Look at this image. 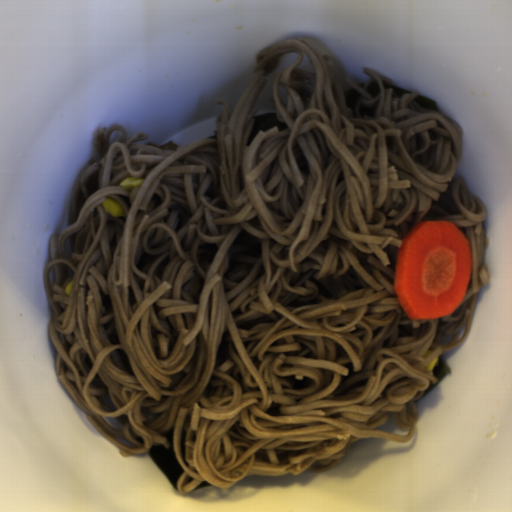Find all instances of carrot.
Instances as JSON below:
<instances>
[{"label": "carrot", "instance_id": "1", "mask_svg": "<svg viewBox=\"0 0 512 512\" xmlns=\"http://www.w3.org/2000/svg\"><path fill=\"white\" fill-rule=\"evenodd\" d=\"M472 276V252L459 226L422 221L398 249L393 289L409 319L452 315L463 302Z\"/></svg>", "mask_w": 512, "mask_h": 512}]
</instances>
